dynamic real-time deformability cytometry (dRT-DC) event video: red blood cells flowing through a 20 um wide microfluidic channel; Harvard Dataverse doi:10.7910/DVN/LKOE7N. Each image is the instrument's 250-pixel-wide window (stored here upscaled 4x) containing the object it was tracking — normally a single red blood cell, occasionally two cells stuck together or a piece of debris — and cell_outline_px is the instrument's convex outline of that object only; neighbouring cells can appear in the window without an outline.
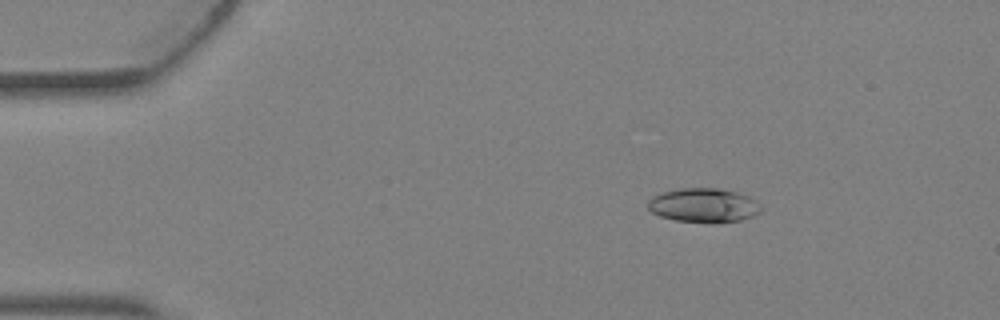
{"species": "Egyptian fruit bat (a non-hibernating species)", "species_latin": "Rousettus aegyptiacus", "temperature_condition": "warm", "stored_images_in_passage": 3, "camera_frame_rate_fps": 3000, "um_per_image_px": 0.085, "animal": {"sex": "female"}, "frame": {"image": 1, "passage_image": 1, "time_ms": 0.0, "image_size_px": [1000, 320], "cell_outline_px": [[760, 212], [752, 216], [740, 220], [712, 224], [676, 220], [660, 216], [652, 212], [648, 208], [648, 200], [652, 196], [676, 188], [716, 188], [736, 192], [748, 196], [760, 204]], "centroid_in_image_um": [59.79, 17.46], "position_along_channel_um": 25.2, "area_um2": 22.6}}
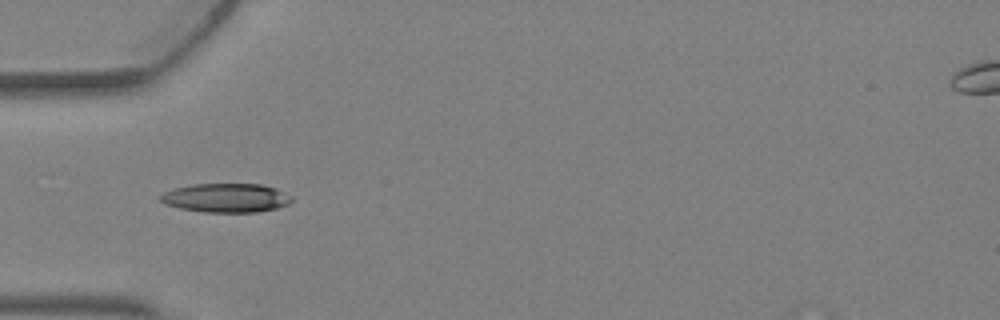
{"frame": {"image": 2, "passage_image": 3, "time_ms": 0.667, "image_size_px": [1000, 320], "cell_outline_px": [[292, 200], [288, 204], [276, 208], [256, 212], [204, 212], [180, 208], [164, 204], [160, 200], [160, 196], [164, 192], [176, 188], [192, 184], [260, 184], [276, 188], [292, 196]], "centroid_in_image_um": [19.22, 16.82], "position_along_channel_um": 65.8, "area_um2": 22.08}}